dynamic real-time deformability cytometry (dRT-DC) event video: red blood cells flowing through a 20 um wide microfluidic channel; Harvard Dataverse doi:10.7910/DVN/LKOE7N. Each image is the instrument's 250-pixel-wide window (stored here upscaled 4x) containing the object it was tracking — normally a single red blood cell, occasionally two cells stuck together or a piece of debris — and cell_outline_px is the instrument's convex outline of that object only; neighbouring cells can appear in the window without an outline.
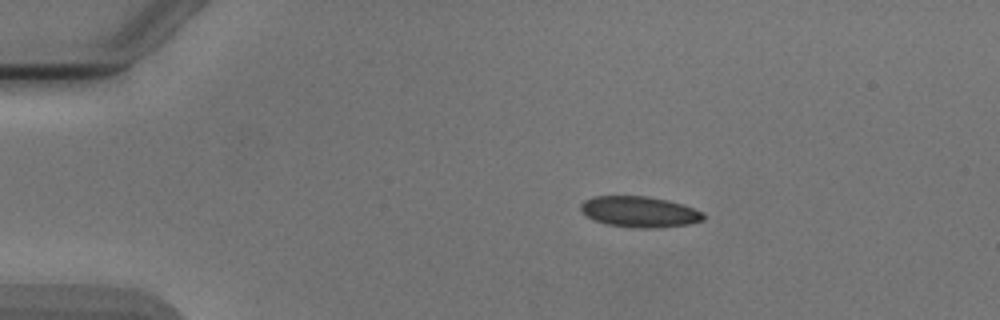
{"species": "Egyptian fruit bat (a non-hibernating species)", "species_latin": "Rousettus aegyptiacus", "temperature_condition": "cold", "stored_images_in_passage": 4, "camera_frame_rate_fps": 3000, "um_per_image_px": 0.085, "animal": {"sex": "male"}, "frame": {"image": 1, "passage_image": 2, "time_ms": 1.333, "image_size_px": [1000, 320], "cell_outline_px": [[704, 220], [692, 224], [648, 228], [640, 228], [608, 224], [596, 220], [588, 216], [580, 208], [580, 204], [584, 200], [592, 196], [648, 196], [668, 200], [692, 208], [700, 212], [704, 216]], "centroid_in_image_um": [54.35, 17.99], "position_along_channel_um": 30.7, "area_um2": 21.73}}
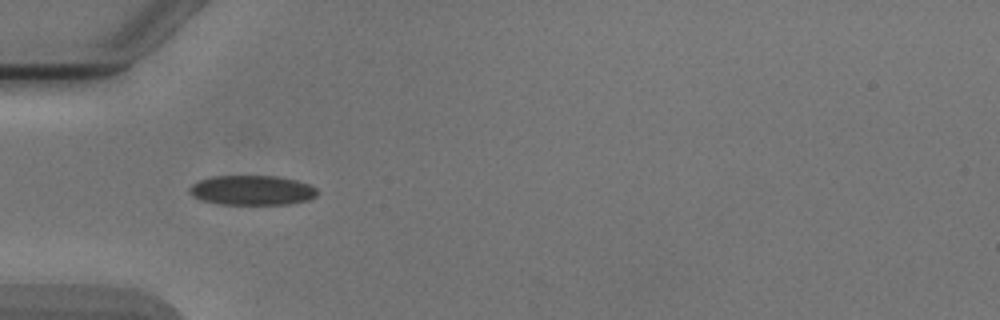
{"frame": {"image": 2, "passage_image": 4, "time_ms": 3.667, "image_size_px": [1000, 320], "cell_outline_px": [[316, 196], [308, 200], [288, 204], [220, 204], [200, 200], [192, 196], [188, 192], [188, 188], [192, 184], [200, 180], [212, 176], [276, 176], [296, 180], [308, 184], [316, 188]], "centroid_in_image_um": [21.38, 16.17], "position_along_channel_um": 63.6, "area_um2": 22.14}}